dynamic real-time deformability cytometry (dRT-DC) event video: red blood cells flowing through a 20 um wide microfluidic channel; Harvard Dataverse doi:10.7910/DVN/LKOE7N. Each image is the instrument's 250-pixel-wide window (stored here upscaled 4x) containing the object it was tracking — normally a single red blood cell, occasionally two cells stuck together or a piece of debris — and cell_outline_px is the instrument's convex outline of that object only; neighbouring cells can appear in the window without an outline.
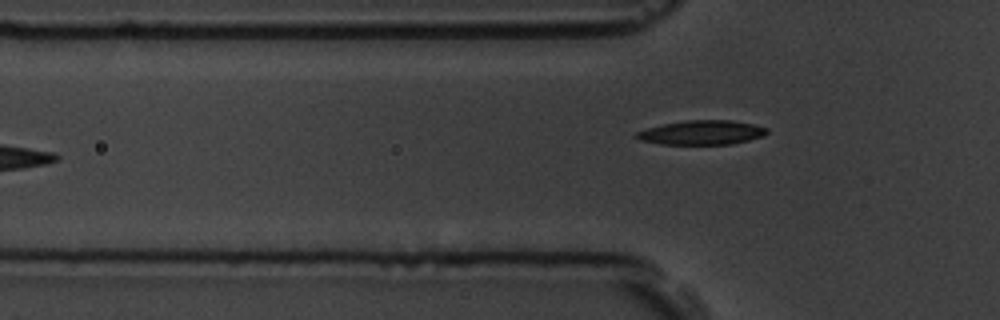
{"species": "common noctule bat (a hibernating species)", "species_latin": "Nyctalus noctula", "temperature_condition": "room temperature", "stored_images_in_passage": 7, "camera_frame_rate_fps": 3000, "um_per_image_px": 0.085, "animal": {"sex": "male", "body_mass_g": 19.5, "forearm_length_mm": 54.6}, "frame": {"image": 1, "passage_image": 7, "time_ms": 7.0, "image_size_px": [1000, 320], "cell_outline_px": [[768, 132], [764, 136], [732, 144], [660, 144], [640, 140], [632, 136], [636, 132], [648, 128], [664, 124], [684, 120], [732, 120], [752, 124], [768, 128]], "centroid_in_image_um": [59.64, 11.26], "position_along_channel_um": 66.2, "area_um2": 18.5}}